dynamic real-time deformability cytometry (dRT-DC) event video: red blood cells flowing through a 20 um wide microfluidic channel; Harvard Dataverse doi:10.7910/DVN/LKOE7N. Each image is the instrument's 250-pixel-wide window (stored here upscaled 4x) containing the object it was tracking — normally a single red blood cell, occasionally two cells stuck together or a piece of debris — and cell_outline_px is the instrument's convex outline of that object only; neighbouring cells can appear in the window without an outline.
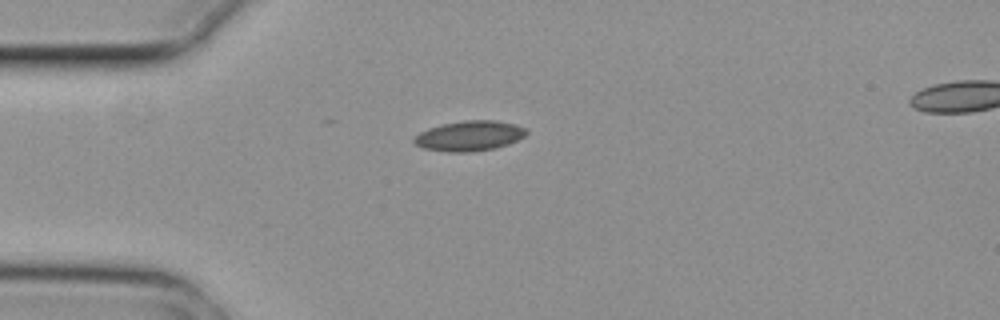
{"species": "common noctule bat (a hibernating species)", "species_latin": "Nyctalus noctula", "temperature_condition": "cold", "stored_images_in_passage": 2, "camera_frame_rate_fps": 3000, "um_per_image_px": 0.085, "animal": {"sex": "female", "body_mass_g": 29.2, "forearm_length_mm": 56.3}, "frame": {"image": 1, "passage_image": 2, "time_ms": 0.333, "image_size_px": [1000, 320], "cell_outline_px": [[528, 132], [524, 136], [508, 144], [496, 148], [472, 152], [448, 152], [424, 148], [416, 144], [412, 140], [412, 136], [428, 128], [440, 124], [464, 120], [496, 120], [516, 124], [524, 128]], "centroid_in_image_um": [39.87, 11.54], "position_along_channel_um": 45.1, "area_um2": 19.88}}